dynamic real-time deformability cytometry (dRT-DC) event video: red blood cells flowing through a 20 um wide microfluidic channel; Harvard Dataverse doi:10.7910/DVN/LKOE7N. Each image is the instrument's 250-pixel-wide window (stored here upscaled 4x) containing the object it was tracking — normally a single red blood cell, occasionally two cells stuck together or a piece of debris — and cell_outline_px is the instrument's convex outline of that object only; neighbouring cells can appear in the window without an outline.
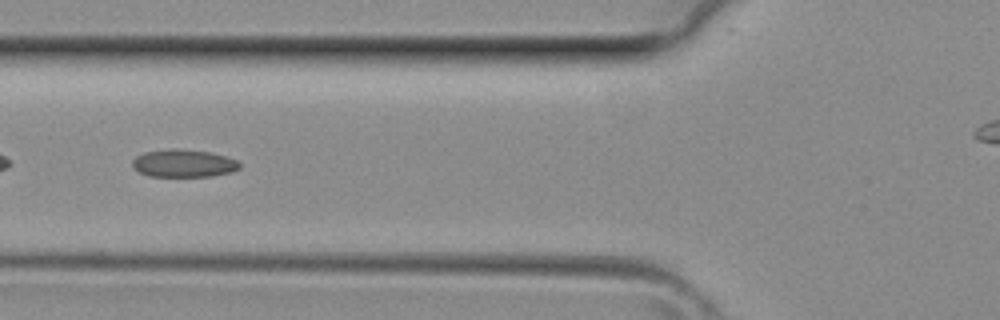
{"species": "common noctule bat (a hibernating species)", "species_latin": "Nyctalus noctula", "temperature_condition": "room temperature", "stored_images_in_passage": 39, "segment_of_instrument_passage": [2, 2], "camera_frame_rate_fps": 3000, "um_per_image_px": 0.085, "animal": {"sex": "female", "body_mass_g": 29.2, "forearm_length_mm": 56.3}, "frame": {"image": 1, "passage_image": 15, "time_ms": 4.667, "image_size_px": [1000, 320], "cell_outline_px": [[240, 168], [232, 172], [212, 176], [148, 176], [132, 168], [132, 160], [136, 156], [144, 152], [172, 148], [176, 148], [212, 152], [236, 160], [240, 164]], "centroid_in_image_um": [15.59, 13.88], "position_along_channel_um": 110.2, "area_um2": 17.4}}
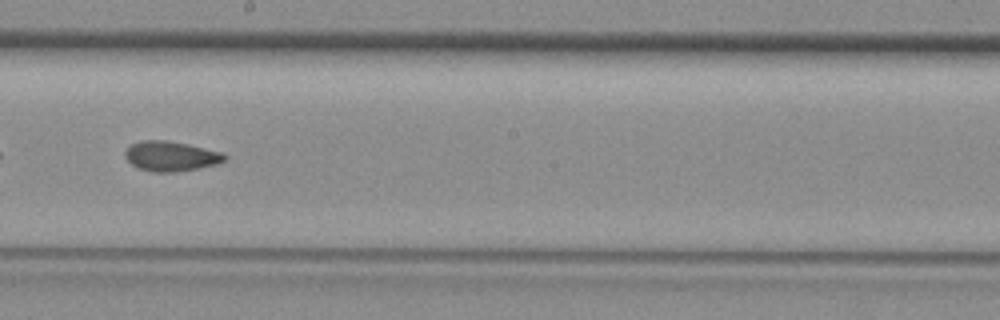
{"frame": {"image": 2, "passage_image": 22, "time_ms": 7.0, "image_size_px": [1000, 320], "cell_outline_px": [[228, 156], [224, 160], [216, 164], [196, 168], [172, 172], [152, 172], [140, 168], [132, 164], [124, 156], [124, 152], [132, 144], [144, 140], [168, 140], [188, 144], [220, 152]], "centroid_in_image_um": [14.5, 13.26], "position_along_channel_um": 233.7, "area_um2": 17.05}}
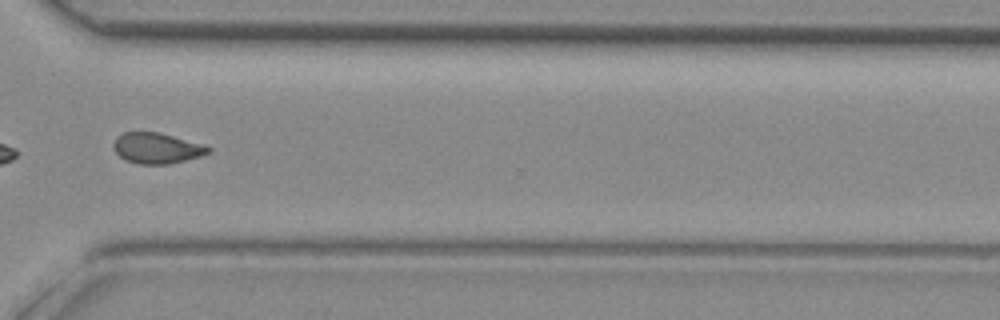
{"frame": {"image": 3, "passage_image": 29, "time_ms": 9.333, "image_size_px": [1000, 320], "cell_outline_px": [[212, 152], [200, 156], [168, 164], [140, 164], [124, 160], [116, 152], [112, 144], [116, 136], [124, 132], [160, 132], [204, 144], [212, 148]], "centroid_in_image_um": [13.34, 12.58], "position_along_channel_um": 357.3, "area_um2": 17.11}}